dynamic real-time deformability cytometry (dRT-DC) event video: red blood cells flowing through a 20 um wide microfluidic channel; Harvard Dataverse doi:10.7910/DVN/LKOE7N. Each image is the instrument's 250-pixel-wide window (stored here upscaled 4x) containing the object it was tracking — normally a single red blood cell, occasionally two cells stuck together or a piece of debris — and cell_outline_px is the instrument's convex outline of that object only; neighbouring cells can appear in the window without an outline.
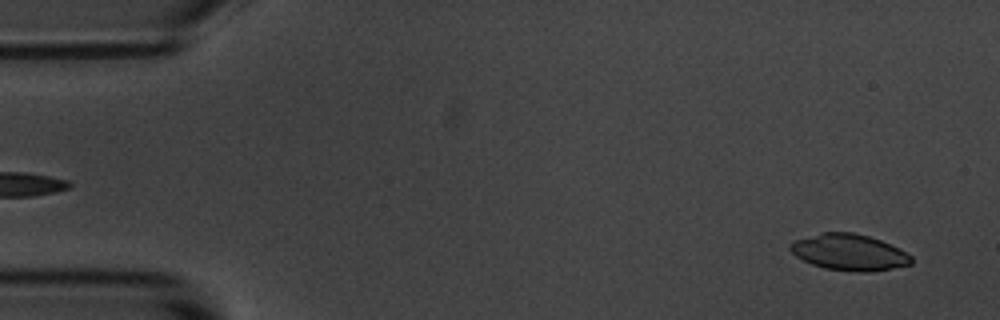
{"species": "common noctule bat (a hibernating species)", "species_latin": "Nyctalus noctula", "temperature_condition": "room temperature", "stored_images_in_passage": 4, "segment_of_instrument_passage": [2, 2], "camera_frame_rate_fps": 3000, "um_per_image_px": 0.085, "animal": {"sex": "male", "body_mass_g": 20.1, "forearm_length_mm": 53.5}, "frame": {"image": 1, "passage_image": 4, "time_ms": 4.333, "image_size_px": [1000, 320], "cell_outline_px": [[912, 264], [868, 272], [860, 272], [824, 268], [812, 264], [796, 256], [788, 248], [788, 244], [796, 240], [824, 232], [852, 232], [868, 236], [880, 240], [900, 248], [912, 256]], "centroid_in_image_um": [72.19, 21.44], "position_along_channel_um": 12.8, "area_um2": 25.37}}